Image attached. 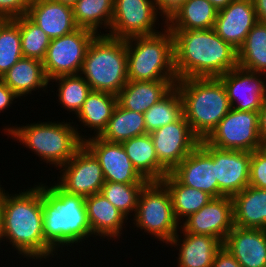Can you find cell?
<instances>
[{
  "mask_svg": "<svg viewBox=\"0 0 266 267\" xmlns=\"http://www.w3.org/2000/svg\"><path fill=\"white\" fill-rule=\"evenodd\" d=\"M177 79L220 77L238 66V50L212 29L170 30Z\"/></svg>",
  "mask_w": 266,
  "mask_h": 267,
  "instance_id": "1",
  "label": "cell"
},
{
  "mask_svg": "<svg viewBox=\"0 0 266 267\" xmlns=\"http://www.w3.org/2000/svg\"><path fill=\"white\" fill-rule=\"evenodd\" d=\"M38 185L19 194H10L11 196L5 193L0 185V208L3 215L4 239L9 240L18 250V254L26 258L46 259L55 252L45 242L42 184Z\"/></svg>",
  "mask_w": 266,
  "mask_h": 267,
  "instance_id": "2",
  "label": "cell"
},
{
  "mask_svg": "<svg viewBox=\"0 0 266 267\" xmlns=\"http://www.w3.org/2000/svg\"><path fill=\"white\" fill-rule=\"evenodd\" d=\"M42 210L45 242L55 255L60 246L71 247L92 236L84 197L67 193L57 184H42Z\"/></svg>",
  "mask_w": 266,
  "mask_h": 267,
  "instance_id": "3",
  "label": "cell"
},
{
  "mask_svg": "<svg viewBox=\"0 0 266 267\" xmlns=\"http://www.w3.org/2000/svg\"><path fill=\"white\" fill-rule=\"evenodd\" d=\"M175 86L183 102V114L192 132L205 139L231 109L218 77L179 79Z\"/></svg>",
  "mask_w": 266,
  "mask_h": 267,
  "instance_id": "4",
  "label": "cell"
},
{
  "mask_svg": "<svg viewBox=\"0 0 266 267\" xmlns=\"http://www.w3.org/2000/svg\"><path fill=\"white\" fill-rule=\"evenodd\" d=\"M164 27L163 33L126 39L128 81H178L173 35Z\"/></svg>",
  "mask_w": 266,
  "mask_h": 267,
  "instance_id": "5",
  "label": "cell"
},
{
  "mask_svg": "<svg viewBox=\"0 0 266 267\" xmlns=\"http://www.w3.org/2000/svg\"><path fill=\"white\" fill-rule=\"evenodd\" d=\"M80 74L92 91L117 96L128 82L126 40L97 34L88 47Z\"/></svg>",
  "mask_w": 266,
  "mask_h": 267,
  "instance_id": "6",
  "label": "cell"
},
{
  "mask_svg": "<svg viewBox=\"0 0 266 267\" xmlns=\"http://www.w3.org/2000/svg\"><path fill=\"white\" fill-rule=\"evenodd\" d=\"M3 130L57 168L66 164L85 140L69 122H39Z\"/></svg>",
  "mask_w": 266,
  "mask_h": 267,
  "instance_id": "7",
  "label": "cell"
},
{
  "mask_svg": "<svg viewBox=\"0 0 266 267\" xmlns=\"http://www.w3.org/2000/svg\"><path fill=\"white\" fill-rule=\"evenodd\" d=\"M133 220L135 226L163 243L168 244L177 234L180 223L173 211L170 192L161 181H149L143 187Z\"/></svg>",
  "mask_w": 266,
  "mask_h": 267,
  "instance_id": "8",
  "label": "cell"
},
{
  "mask_svg": "<svg viewBox=\"0 0 266 267\" xmlns=\"http://www.w3.org/2000/svg\"><path fill=\"white\" fill-rule=\"evenodd\" d=\"M96 35L91 30L77 28L69 34L52 39L42 61L48 80L80 74L88 47Z\"/></svg>",
  "mask_w": 266,
  "mask_h": 267,
  "instance_id": "9",
  "label": "cell"
},
{
  "mask_svg": "<svg viewBox=\"0 0 266 267\" xmlns=\"http://www.w3.org/2000/svg\"><path fill=\"white\" fill-rule=\"evenodd\" d=\"M204 140L220 149L245 152L260 149L258 112L231 108Z\"/></svg>",
  "mask_w": 266,
  "mask_h": 267,
  "instance_id": "10",
  "label": "cell"
},
{
  "mask_svg": "<svg viewBox=\"0 0 266 267\" xmlns=\"http://www.w3.org/2000/svg\"><path fill=\"white\" fill-rule=\"evenodd\" d=\"M157 15L153 0H114L111 30L105 34L124 40L157 34Z\"/></svg>",
  "mask_w": 266,
  "mask_h": 267,
  "instance_id": "11",
  "label": "cell"
},
{
  "mask_svg": "<svg viewBox=\"0 0 266 267\" xmlns=\"http://www.w3.org/2000/svg\"><path fill=\"white\" fill-rule=\"evenodd\" d=\"M59 169L63 173L60 175L57 185L70 194L86 198L100 193L105 183L99 161L84 145Z\"/></svg>",
  "mask_w": 266,
  "mask_h": 267,
  "instance_id": "12",
  "label": "cell"
},
{
  "mask_svg": "<svg viewBox=\"0 0 266 267\" xmlns=\"http://www.w3.org/2000/svg\"><path fill=\"white\" fill-rule=\"evenodd\" d=\"M150 136L159 164L168 173H171L200 142L184 115L179 120L150 133Z\"/></svg>",
  "mask_w": 266,
  "mask_h": 267,
  "instance_id": "13",
  "label": "cell"
},
{
  "mask_svg": "<svg viewBox=\"0 0 266 267\" xmlns=\"http://www.w3.org/2000/svg\"><path fill=\"white\" fill-rule=\"evenodd\" d=\"M199 145L215 161V178L224 196L233 197L249 186L251 152L220 149L204 139Z\"/></svg>",
  "mask_w": 266,
  "mask_h": 267,
  "instance_id": "14",
  "label": "cell"
},
{
  "mask_svg": "<svg viewBox=\"0 0 266 267\" xmlns=\"http://www.w3.org/2000/svg\"><path fill=\"white\" fill-rule=\"evenodd\" d=\"M83 145L96 157L101 165L104 180L123 184H147L133 166L121 143L109 142L102 138L88 137Z\"/></svg>",
  "mask_w": 266,
  "mask_h": 267,
  "instance_id": "15",
  "label": "cell"
},
{
  "mask_svg": "<svg viewBox=\"0 0 266 267\" xmlns=\"http://www.w3.org/2000/svg\"><path fill=\"white\" fill-rule=\"evenodd\" d=\"M180 227L185 233L213 236L224 242L234 227L232 197L212 198L198 212L186 218Z\"/></svg>",
  "mask_w": 266,
  "mask_h": 267,
  "instance_id": "16",
  "label": "cell"
},
{
  "mask_svg": "<svg viewBox=\"0 0 266 267\" xmlns=\"http://www.w3.org/2000/svg\"><path fill=\"white\" fill-rule=\"evenodd\" d=\"M260 76L263 73L251 72L237 66L218 77L225 87L232 109L253 112L260 110L266 98V83Z\"/></svg>",
  "mask_w": 266,
  "mask_h": 267,
  "instance_id": "17",
  "label": "cell"
},
{
  "mask_svg": "<svg viewBox=\"0 0 266 267\" xmlns=\"http://www.w3.org/2000/svg\"><path fill=\"white\" fill-rule=\"evenodd\" d=\"M185 186L202 190L212 198L223 197L215 178V161L198 145L171 172Z\"/></svg>",
  "mask_w": 266,
  "mask_h": 267,
  "instance_id": "18",
  "label": "cell"
},
{
  "mask_svg": "<svg viewBox=\"0 0 266 267\" xmlns=\"http://www.w3.org/2000/svg\"><path fill=\"white\" fill-rule=\"evenodd\" d=\"M258 22L253 0H234L218 10L215 32L235 49H239L250 30Z\"/></svg>",
  "mask_w": 266,
  "mask_h": 267,
  "instance_id": "19",
  "label": "cell"
},
{
  "mask_svg": "<svg viewBox=\"0 0 266 267\" xmlns=\"http://www.w3.org/2000/svg\"><path fill=\"white\" fill-rule=\"evenodd\" d=\"M223 246L242 267H266V230L234 226Z\"/></svg>",
  "mask_w": 266,
  "mask_h": 267,
  "instance_id": "20",
  "label": "cell"
},
{
  "mask_svg": "<svg viewBox=\"0 0 266 267\" xmlns=\"http://www.w3.org/2000/svg\"><path fill=\"white\" fill-rule=\"evenodd\" d=\"M27 16L52 40L75 31L78 27L72 6L54 0H31Z\"/></svg>",
  "mask_w": 266,
  "mask_h": 267,
  "instance_id": "21",
  "label": "cell"
},
{
  "mask_svg": "<svg viewBox=\"0 0 266 267\" xmlns=\"http://www.w3.org/2000/svg\"><path fill=\"white\" fill-rule=\"evenodd\" d=\"M182 233L185 237L182 244L178 242L181 240L178 233L168 243L180 248L177 259L178 267H211L216 253L223 246V242L213 236Z\"/></svg>",
  "mask_w": 266,
  "mask_h": 267,
  "instance_id": "22",
  "label": "cell"
},
{
  "mask_svg": "<svg viewBox=\"0 0 266 267\" xmlns=\"http://www.w3.org/2000/svg\"><path fill=\"white\" fill-rule=\"evenodd\" d=\"M85 205L92 235L109 239L121 236L124 221L129 218L108 199L101 193L93 194L85 198Z\"/></svg>",
  "mask_w": 266,
  "mask_h": 267,
  "instance_id": "23",
  "label": "cell"
},
{
  "mask_svg": "<svg viewBox=\"0 0 266 267\" xmlns=\"http://www.w3.org/2000/svg\"><path fill=\"white\" fill-rule=\"evenodd\" d=\"M177 81H128L117 95L118 104L128 110L144 113L161 100Z\"/></svg>",
  "mask_w": 266,
  "mask_h": 267,
  "instance_id": "24",
  "label": "cell"
},
{
  "mask_svg": "<svg viewBox=\"0 0 266 267\" xmlns=\"http://www.w3.org/2000/svg\"><path fill=\"white\" fill-rule=\"evenodd\" d=\"M232 200L234 226L266 230V189L247 186Z\"/></svg>",
  "mask_w": 266,
  "mask_h": 267,
  "instance_id": "25",
  "label": "cell"
},
{
  "mask_svg": "<svg viewBox=\"0 0 266 267\" xmlns=\"http://www.w3.org/2000/svg\"><path fill=\"white\" fill-rule=\"evenodd\" d=\"M18 97L35 89H44L50 82L42 61L22 57L0 78Z\"/></svg>",
  "mask_w": 266,
  "mask_h": 267,
  "instance_id": "26",
  "label": "cell"
},
{
  "mask_svg": "<svg viewBox=\"0 0 266 267\" xmlns=\"http://www.w3.org/2000/svg\"><path fill=\"white\" fill-rule=\"evenodd\" d=\"M122 146L137 171L148 181H161L168 172L159 164L149 133L123 141Z\"/></svg>",
  "mask_w": 266,
  "mask_h": 267,
  "instance_id": "27",
  "label": "cell"
},
{
  "mask_svg": "<svg viewBox=\"0 0 266 267\" xmlns=\"http://www.w3.org/2000/svg\"><path fill=\"white\" fill-rule=\"evenodd\" d=\"M218 14L208 0H187L166 22L169 30H200L214 28Z\"/></svg>",
  "mask_w": 266,
  "mask_h": 267,
  "instance_id": "28",
  "label": "cell"
},
{
  "mask_svg": "<svg viewBox=\"0 0 266 267\" xmlns=\"http://www.w3.org/2000/svg\"><path fill=\"white\" fill-rule=\"evenodd\" d=\"M117 104L116 95L91 91L76 116L84 126H88L91 130L94 129L96 131L95 137H98L105 130Z\"/></svg>",
  "mask_w": 266,
  "mask_h": 267,
  "instance_id": "29",
  "label": "cell"
},
{
  "mask_svg": "<svg viewBox=\"0 0 266 267\" xmlns=\"http://www.w3.org/2000/svg\"><path fill=\"white\" fill-rule=\"evenodd\" d=\"M161 182L167 187L172 199V207L178 222L184 217L198 212L212 197L196 188L181 184L171 173H168Z\"/></svg>",
  "mask_w": 266,
  "mask_h": 267,
  "instance_id": "30",
  "label": "cell"
},
{
  "mask_svg": "<svg viewBox=\"0 0 266 267\" xmlns=\"http://www.w3.org/2000/svg\"><path fill=\"white\" fill-rule=\"evenodd\" d=\"M146 133L144 114L125 109L117 104L105 130L99 137L109 142L122 143Z\"/></svg>",
  "mask_w": 266,
  "mask_h": 267,
  "instance_id": "31",
  "label": "cell"
},
{
  "mask_svg": "<svg viewBox=\"0 0 266 267\" xmlns=\"http://www.w3.org/2000/svg\"><path fill=\"white\" fill-rule=\"evenodd\" d=\"M238 67L266 75V23L257 22L246 36L238 49Z\"/></svg>",
  "mask_w": 266,
  "mask_h": 267,
  "instance_id": "32",
  "label": "cell"
},
{
  "mask_svg": "<svg viewBox=\"0 0 266 267\" xmlns=\"http://www.w3.org/2000/svg\"><path fill=\"white\" fill-rule=\"evenodd\" d=\"M113 3L114 0H77L72 6L76 26L96 34H99L98 27L102 28L101 25L104 29H110Z\"/></svg>",
  "mask_w": 266,
  "mask_h": 267,
  "instance_id": "33",
  "label": "cell"
},
{
  "mask_svg": "<svg viewBox=\"0 0 266 267\" xmlns=\"http://www.w3.org/2000/svg\"><path fill=\"white\" fill-rule=\"evenodd\" d=\"M144 114L147 133L179 120L183 114V102L179 90L174 86L161 100Z\"/></svg>",
  "mask_w": 266,
  "mask_h": 267,
  "instance_id": "34",
  "label": "cell"
},
{
  "mask_svg": "<svg viewBox=\"0 0 266 267\" xmlns=\"http://www.w3.org/2000/svg\"><path fill=\"white\" fill-rule=\"evenodd\" d=\"M22 57L19 24L14 19L0 20V78Z\"/></svg>",
  "mask_w": 266,
  "mask_h": 267,
  "instance_id": "35",
  "label": "cell"
},
{
  "mask_svg": "<svg viewBox=\"0 0 266 267\" xmlns=\"http://www.w3.org/2000/svg\"><path fill=\"white\" fill-rule=\"evenodd\" d=\"M14 20L20 26L23 57L43 61L51 39L27 15L18 17Z\"/></svg>",
  "mask_w": 266,
  "mask_h": 267,
  "instance_id": "36",
  "label": "cell"
},
{
  "mask_svg": "<svg viewBox=\"0 0 266 267\" xmlns=\"http://www.w3.org/2000/svg\"><path fill=\"white\" fill-rule=\"evenodd\" d=\"M52 80L59 83L57 91L60 104L77 115L87 95L92 91L90 85L81 74L58 76Z\"/></svg>",
  "mask_w": 266,
  "mask_h": 267,
  "instance_id": "37",
  "label": "cell"
},
{
  "mask_svg": "<svg viewBox=\"0 0 266 267\" xmlns=\"http://www.w3.org/2000/svg\"><path fill=\"white\" fill-rule=\"evenodd\" d=\"M145 185L105 181L100 193L128 218L133 211V216L135 215L139 195Z\"/></svg>",
  "mask_w": 266,
  "mask_h": 267,
  "instance_id": "38",
  "label": "cell"
},
{
  "mask_svg": "<svg viewBox=\"0 0 266 267\" xmlns=\"http://www.w3.org/2000/svg\"><path fill=\"white\" fill-rule=\"evenodd\" d=\"M249 186L266 189V155L260 149L251 152Z\"/></svg>",
  "mask_w": 266,
  "mask_h": 267,
  "instance_id": "39",
  "label": "cell"
},
{
  "mask_svg": "<svg viewBox=\"0 0 266 267\" xmlns=\"http://www.w3.org/2000/svg\"><path fill=\"white\" fill-rule=\"evenodd\" d=\"M31 0H0V20L27 15Z\"/></svg>",
  "mask_w": 266,
  "mask_h": 267,
  "instance_id": "40",
  "label": "cell"
},
{
  "mask_svg": "<svg viewBox=\"0 0 266 267\" xmlns=\"http://www.w3.org/2000/svg\"><path fill=\"white\" fill-rule=\"evenodd\" d=\"M186 1L187 0H153L157 11L159 10V15H164L163 17H165V24Z\"/></svg>",
  "mask_w": 266,
  "mask_h": 267,
  "instance_id": "41",
  "label": "cell"
},
{
  "mask_svg": "<svg viewBox=\"0 0 266 267\" xmlns=\"http://www.w3.org/2000/svg\"><path fill=\"white\" fill-rule=\"evenodd\" d=\"M211 267H242L234 256L224 247L216 253Z\"/></svg>",
  "mask_w": 266,
  "mask_h": 267,
  "instance_id": "42",
  "label": "cell"
},
{
  "mask_svg": "<svg viewBox=\"0 0 266 267\" xmlns=\"http://www.w3.org/2000/svg\"><path fill=\"white\" fill-rule=\"evenodd\" d=\"M18 96L0 79V112L7 109ZM7 107V108H6Z\"/></svg>",
  "mask_w": 266,
  "mask_h": 267,
  "instance_id": "43",
  "label": "cell"
},
{
  "mask_svg": "<svg viewBox=\"0 0 266 267\" xmlns=\"http://www.w3.org/2000/svg\"><path fill=\"white\" fill-rule=\"evenodd\" d=\"M259 119V136L261 140L266 138V98L264 99L263 105L258 111Z\"/></svg>",
  "mask_w": 266,
  "mask_h": 267,
  "instance_id": "44",
  "label": "cell"
},
{
  "mask_svg": "<svg viewBox=\"0 0 266 267\" xmlns=\"http://www.w3.org/2000/svg\"><path fill=\"white\" fill-rule=\"evenodd\" d=\"M258 22L266 23V0H253Z\"/></svg>",
  "mask_w": 266,
  "mask_h": 267,
  "instance_id": "45",
  "label": "cell"
},
{
  "mask_svg": "<svg viewBox=\"0 0 266 267\" xmlns=\"http://www.w3.org/2000/svg\"><path fill=\"white\" fill-rule=\"evenodd\" d=\"M216 9L227 7L234 0H208Z\"/></svg>",
  "mask_w": 266,
  "mask_h": 267,
  "instance_id": "46",
  "label": "cell"
},
{
  "mask_svg": "<svg viewBox=\"0 0 266 267\" xmlns=\"http://www.w3.org/2000/svg\"><path fill=\"white\" fill-rule=\"evenodd\" d=\"M4 240V231H3V215H2V210L0 208V241Z\"/></svg>",
  "mask_w": 266,
  "mask_h": 267,
  "instance_id": "47",
  "label": "cell"
},
{
  "mask_svg": "<svg viewBox=\"0 0 266 267\" xmlns=\"http://www.w3.org/2000/svg\"><path fill=\"white\" fill-rule=\"evenodd\" d=\"M54 1H58V2H61V3H63V4L69 5V6H73L74 3H75L77 0H54Z\"/></svg>",
  "mask_w": 266,
  "mask_h": 267,
  "instance_id": "48",
  "label": "cell"
},
{
  "mask_svg": "<svg viewBox=\"0 0 266 267\" xmlns=\"http://www.w3.org/2000/svg\"><path fill=\"white\" fill-rule=\"evenodd\" d=\"M260 150L266 155V138L261 140Z\"/></svg>",
  "mask_w": 266,
  "mask_h": 267,
  "instance_id": "49",
  "label": "cell"
}]
</instances>
